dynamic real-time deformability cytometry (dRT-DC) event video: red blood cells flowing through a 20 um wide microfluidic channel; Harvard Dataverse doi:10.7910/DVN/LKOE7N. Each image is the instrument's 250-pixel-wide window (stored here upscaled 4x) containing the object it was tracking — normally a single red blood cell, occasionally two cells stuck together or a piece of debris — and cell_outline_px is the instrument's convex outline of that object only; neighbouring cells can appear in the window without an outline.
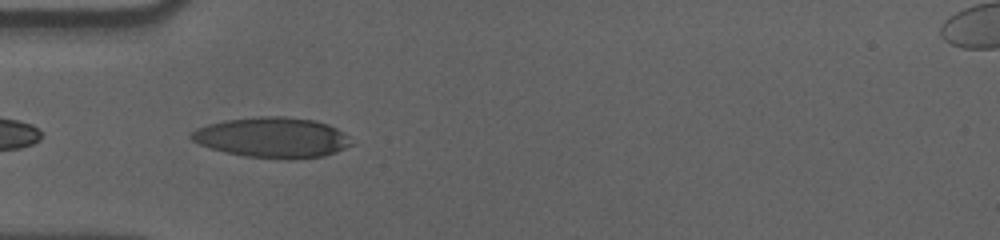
{"species": "human", "species_latin": "Homo sapiens", "temperature_condition": "cold", "stored_images_in_passage": 38, "camera_frame_rate_fps": 3000, "um_per_image_px": 0.085, "donor": {"sex": "male"}, "frame": {"image": 1, "passage_image": 2, "time_ms": 0.333, "image_size_px": [1000, 240], "cell_outline_px": [[352, 144], [336, 152], [324, 156], [292, 160], [288, 160], [244, 156], [224, 152], [200, 144], [192, 140], [188, 136], [196, 128], [208, 124], [224, 120], [260, 116], [284, 116], [316, 120], [328, 124], [344, 132], [348, 136]], "centroid_in_image_um": [23.15, 11.69], "position_along_channel_um": 61.8, "area_um2": 37.92}}
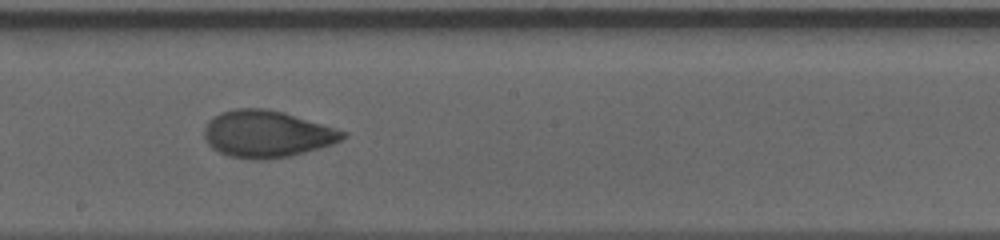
{"frame": {"image": 2, "passage_image": 16, "time_ms": 5.0, "image_size_px": [1000, 240], "cell_outline_px": [[348, 136], [332, 144], [304, 152], [288, 156], [264, 160], [252, 160], [228, 156], [212, 148], [208, 144], [204, 136], [204, 128], [208, 120], [220, 112], [236, 108], [268, 108], [284, 112], [348, 132]], "centroid_in_image_um": [22.66, 11.38], "position_along_channel_um": 225.5, "area_um2": 37.97}}
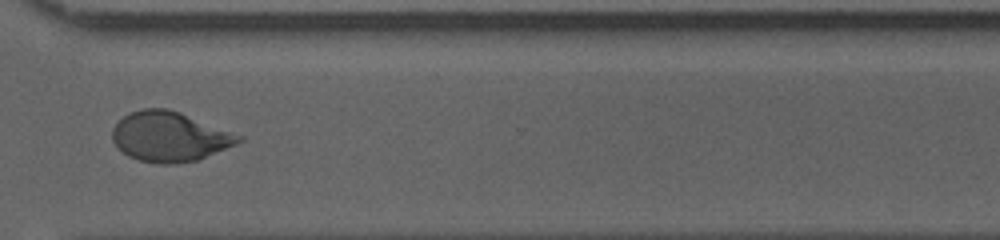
{"frame": {"image": 3, "passage_image": 27, "time_ms": 8.667, "image_size_px": [1000, 240], "cell_outline_px": [[244, 140], [236, 144], [200, 160], [176, 164], [160, 164], [136, 160], [128, 156], [112, 140], [112, 128], [128, 112], [144, 108], [168, 108], [180, 112], [244, 136]], "centroid_in_image_um": [14.44, 11.62], "position_along_channel_um": 356.2, "area_um2": 36.93}, "authors_computed_cell_mechanics": {"area_um2": 36.992, "velocity_mm_per_s": 3.5694, "shape_relaxation_time_tau1_ms": 5.1206, "shape_relaxation_time_tau2_ms": 1.6766, "deformation_change_tau1": 0.1811, "deformation_change_tau2": 0.0579}}